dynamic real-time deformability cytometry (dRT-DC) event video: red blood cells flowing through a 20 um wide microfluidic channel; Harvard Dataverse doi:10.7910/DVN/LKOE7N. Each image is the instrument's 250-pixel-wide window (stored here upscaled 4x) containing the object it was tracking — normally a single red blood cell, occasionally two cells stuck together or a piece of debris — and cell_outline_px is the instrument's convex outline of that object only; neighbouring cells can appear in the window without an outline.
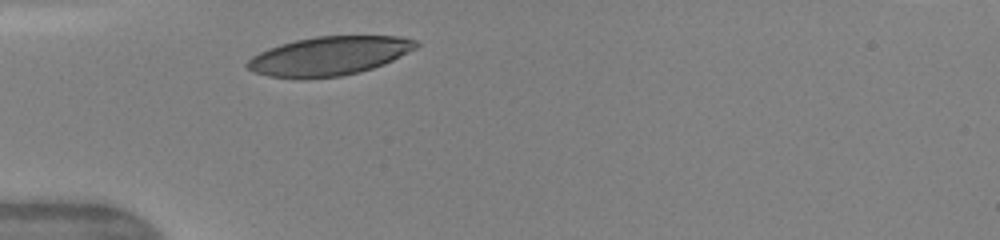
{"species": "human", "species_latin": "Homo sapiens", "temperature_condition": "warm", "stored_images_in_passage": 27, "camera_frame_rate_fps": 3000, "um_per_image_px": 0.085, "donor": {"sex": "female"}, "frame": {"image": 1, "passage_image": 1, "time_ms": 0.0, "image_size_px": [1000, 240], "cell_outline_px": [[420, 44], [416, 48], [384, 64], [360, 72], [340, 76], [268, 76], [252, 72], [244, 64], [252, 56], [268, 48], [280, 44], [296, 40], [316, 36], [400, 36], [416, 40]], "centroid_in_image_um": [28.0, 4.72], "position_along_channel_um": 57.0, "area_um2": 37.51}, "authors_computed_cell_mechanics": {"area_um2": 39.1306, "velocity_mm_per_s": 4.1592, "shape_relaxation_time_tau1_ms": 1.9873, "shape_relaxation_time_tau2_ms": null, "deformation_change_tau1": 0.128, "deformation_change_tau2": null}}